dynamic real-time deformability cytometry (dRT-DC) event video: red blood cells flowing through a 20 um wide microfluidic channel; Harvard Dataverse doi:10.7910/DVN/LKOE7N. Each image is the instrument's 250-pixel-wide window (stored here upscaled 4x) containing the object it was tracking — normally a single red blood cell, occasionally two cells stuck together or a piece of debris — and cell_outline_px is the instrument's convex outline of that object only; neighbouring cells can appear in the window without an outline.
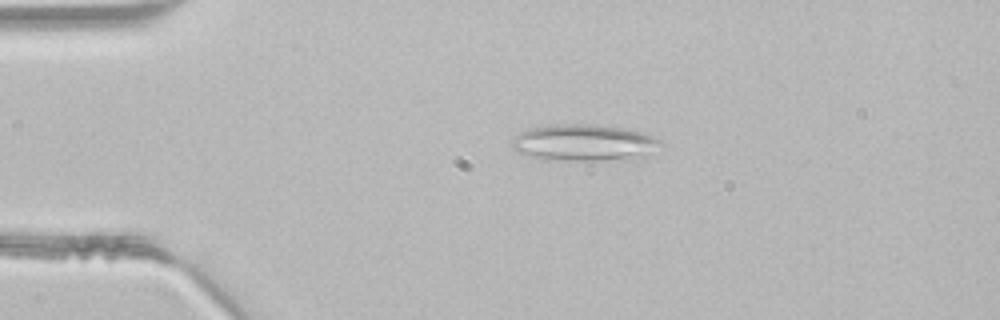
{"species": "common noctule bat (a hibernating species)", "species_latin": "Nyctalus noctula", "temperature_condition": "room temperature", "stored_images_in_passage": 40, "camera_frame_rate_fps": 3000, "um_per_image_px": 0.085, "animal": {"sex": "male", "body_mass_g": 21.5, "forearm_length_mm": 52.0}, "frame": {"image": 1, "passage_image": 9, "time_ms": 2.667, "image_size_px": [1000, 320], "cell_outline_px": [[664, 144], [640, 160], [548, 160], [528, 156], [516, 152], [512, 148], [512, 140], [520, 132], [528, 128], [556, 124], [588, 124], [620, 128], [640, 132], [652, 136], [660, 140]], "centroid_in_image_um": [49.66, 12.15], "position_along_channel_um": 35.3, "area_um2": 32.08}}
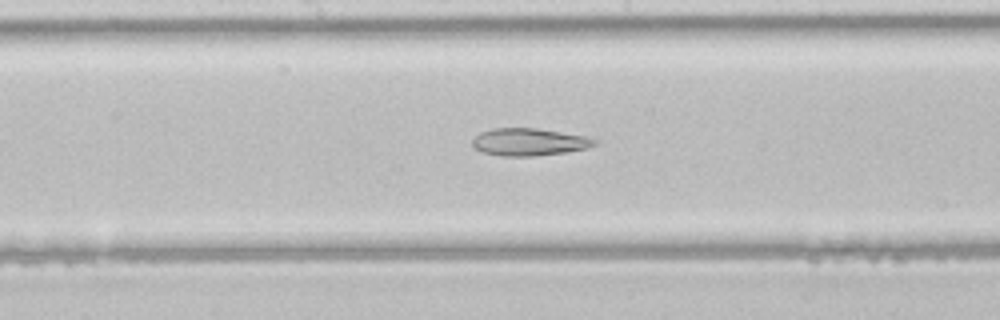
{"frame": {"image": 2, "passage_image": 23, "time_ms": 7.333, "image_size_px": [1000, 320], "cell_outline_px": [[600, 140], [596, 144], [588, 148], [564, 152], [536, 156], [500, 156], [480, 152], [472, 148], [472, 140], [480, 132], [492, 128], [536, 128], [584, 136]], "centroid_in_image_um": [44.93, 12.07], "position_along_channel_um": 203.3, "area_um2": 19.65}}
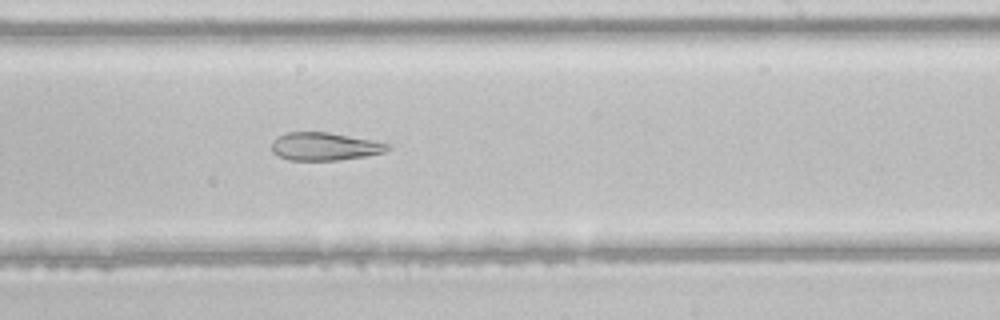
{"frame": {"image": 3, "passage_image": 27, "time_ms": 8.667, "image_size_px": [1000, 320], "cell_outline_px": [[392, 148], [384, 152], [364, 156], [340, 160], [288, 160], [272, 152], [272, 140], [276, 136], [288, 132], [328, 132], [372, 140], [392, 144]], "centroid_in_image_um": [27.6, 12.44], "position_along_channel_um": 261.4, "area_um2": 18.96}}